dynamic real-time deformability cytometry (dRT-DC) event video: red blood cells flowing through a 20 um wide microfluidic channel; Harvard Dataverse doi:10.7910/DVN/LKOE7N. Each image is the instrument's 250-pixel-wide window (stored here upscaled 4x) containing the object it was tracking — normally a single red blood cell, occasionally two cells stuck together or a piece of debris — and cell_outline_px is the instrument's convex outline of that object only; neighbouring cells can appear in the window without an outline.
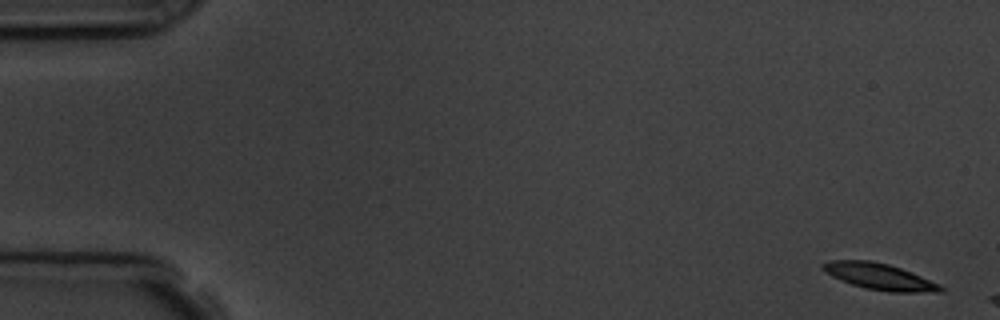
{"species": "common noctule bat (a hibernating species)", "species_latin": "Nyctalus noctula", "temperature_condition": "room temperature", "stored_images_in_passage": 3, "segment_of_instrument_passage": [2, 2], "camera_frame_rate_fps": 3000, "um_per_image_px": 0.085, "animal": {"sex": "male", "body_mass_g": 19.5, "forearm_length_mm": 54.6}, "frame": {"image": 1, "passage_image": 3, "time_ms": 2.333, "image_size_px": [1000, 320], "cell_outline_px": [[944, 292], [888, 292], [864, 288], [840, 280], [832, 276], [820, 268], [820, 264], [828, 260], [868, 260], [888, 264], [912, 272], [940, 284], [944, 288]], "centroid_in_image_um": [74.74, 23.51], "position_along_channel_um": 10.3, "area_um2": 18.21}}